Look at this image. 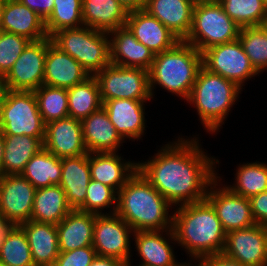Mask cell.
Segmentation results:
<instances>
[{"instance_id": "42", "label": "cell", "mask_w": 267, "mask_h": 266, "mask_svg": "<svg viewBox=\"0 0 267 266\" xmlns=\"http://www.w3.org/2000/svg\"><path fill=\"white\" fill-rule=\"evenodd\" d=\"M97 253L93 246L60 252L54 266H89Z\"/></svg>"}, {"instance_id": "16", "label": "cell", "mask_w": 267, "mask_h": 266, "mask_svg": "<svg viewBox=\"0 0 267 266\" xmlns=\"http://www.w3.org/2000/svg\"><path fill=\"white\" fill-rule=\"evenodd\" d=\"M44 148L58 158L88 154L79 119L67 117L46 124Z\"/></svg>"}, {"instance_id": "17", "label": "cell", "mask_w": 267, "mask_h": 266, "mask_svg": "<svg viewBox=\"0 0 267 266\" xmlns=\"http://www.w3.org/2000/svg\"><path fill=\"white\" fill-rule=\"evenodd\" d=\"M125 26L154 55L174 47L181 41L157 18L143 9L129 11Z\"/></svg>"}, {"instance_id": "39", "label": "cell", "mask_w": 267, "mask_h": 266, "mask_svg": "<svg viewBox=\"0 0 267 266\" xmlns=\"http://www.w3.org/2000/svg\"><path fill=\"white\" fill-rule=\"evenodd\" d=\"M0 262L9 266H35L26 234L19 225L0 248Z\"/></svg>"}, {"instance_id": "35", "label": "cell", "mask_w": 267, "mask_h": 266, "mask_svg": "<svg viewBox=\"0 0 267 266\" xmlns=\"http://www.w3.org/2000/svg\"><path fill=\"white\" fill-rule=\"evenodd\" d=\"M34 93L45 124L69 117L67 89L42 85Z\"/></svg>"}, {"instance_id": "13", "label": "cell", "mask_w": 267, "mask_h": 266, "mask_svg": "<svg viewBox=\"0 0 267 266\" xmlns=\"http://www.w3.org/2000/svg\"><path fill=\"white\" fill-rule=\"evenodd\" d=\"M217 181L218 177L209 185L205 199L215 209L224 231L228 233L255 225L250 200L234 194L226 186L218 189Z\"/></svg>"}, {"instance_id": "48", "label": "cell", "mask_w": 267, "mask_h": 266, "mask_svg": "<svg viewBox=\"0 0 267 266\" xmlns=\"http://www.w3.org/2000/svg\"><path fill=\"white\" fill-rule=\"evenodd\" d=\"M128 11L141 10L144 8L146 0H117Z\"/></svg>"}, {"instance_id": "2", "label": "cell", "mask_w": 267, "mask_h": 266, "mask_svg": "<svg viewBox=\"0 0 267 266\" xmlns=\"http://www.w3.org/2000/svg\"><path fill=\"white\" fill-rule=\"evenodd\" d=\"M177 208L172 214V230L177 244L195 260L223 252L226 232L215 209L206 199Z\"/></svg>"}, {"instance_id": "8", "label": "cell", "mask_w": 267, "mask_h": 266, "mask_svg": "<svg viewBox=\"0 0 267 266\" xmlns=\"http://www.w3.org/2000/svg\"><path fill=\"white\" fill-rule=\"evenodd\" d=\"M45 128L34 91L10 90L0 108V132L45 138Z\"/></svg>"}, {"instance_id": "22", "label": "cell", "mask_w": 267, "mask_h": 266, "mask_svg": "<svg viewBox=\"0 0 267 266\" xmlns=\"http://www.w3.org/2000/svg\"><path fill=\"white\" fill-rule=\"evenodd\" d=\"M121 160L123 159L116 152L89 153L91 179L118 193L138 170V163Z\"/></svg>"}, {"instance_id": "23", "label": "cell", "mask_w": 267, "mask_h": 266, "mask_svg": "<svg viewBox=\"0 0 267 266\" xmlns=\"http://www.w3.org/2000/svg\"><path fill=\"white\" fill-rule=\"evenodd\" d=\"M193 9L189 0H146L143 8L180 40H185L191 30Z\"/></svg>"}, {"instance_id": "44", "label": "cell", "mask_w": 267, "mask_h": 266, "mask_svg": "<svg viewBox=\"0 0 267 266\" xmlns=\"http://www.w3.org/2000/svg\"><path fill=\"white\" fill-rule=\"evenodd\" d=\"M196 260L199 262L197 266H245L236 259L228 257L222 252L218 254L202 256Z\"/></svg>"}, {"instance_id": "21", "label": "cell", "mask_w": 267, "mask_h": 266, "mask_svg": "<svg viewBox=\"0 0 267 266\" xmlns=\"http://www.w3.org/2000/svg\"><path fill=\"white\" fill-rule=\"evenodd\" d=\"M147 100L111 99L103 102L110 121L123 139H141L145 130Z\"/></svg>"}, {"instance_id": "43", "label": "cell", "mask_w": 267, "mask_h": 266, "mask_svg": "<svg viewBox=\"0 0 267 266\" xmlns=\"http://www.w3.org/2000/svg\"><path fill=\"white\" fill-rule=\"evenodd\" d=\"M249 200L256 224L267 227V191L258 193Z\"/></svg>"}, {"instance_id": "28", "label": "cell", "mask_w": 267, "mask_h": 266, "mask_svg": "<svg viewBox=\"0 0 267 266\" xmlns=\"http://www.w3.org/2000/svg\"><path fill=\"white\" fill-rule=\"evenodd\" d=\"M90 180L89 153L77 157L62 158L59 185L64 190L66 200L72 209H78L85 202Z\"/></svg>"}, {"instance_id": "53", "label": "cell", "mask_w": 267, "mask_h": 266, "mask_svg": "<svg viewBox=\"0 0 267 266\" xmlns=\"http://www.w3.org/2000/svg\"><path fill=\"white\" fill-rule=\"evenodd\" d=\"M267 36V19L259 25Z\"/></svg>"}, {"instance_id": "19", "label": "cell", "mask_w": 267, "mask_h": 266, "mask_svg": "<svg viewBox=\"0 0 267 266\" xmlns=\"http://www.w3.org/2000/svg\"><path fill=\"white\" fill-rule=\"evenodd\" d=\"M110 38L111 64L149 70L155 55L140 43L126 26L108 33Z\"/></svg>"}, {"instance_id": "36", "label": "cell", "mask_w": 267, "mask_h": 266, "mask_svg": "<svg viewBox=\"0 0 267 266\" xmlns=\"http://www.w3.org/2000/svg\"><path fill=\"white\" fill-rule=\"evenodd\" d=\"M228 16L241 28L259 26L267 19L262 0H218Z\"/></svg>"}, {"instance_id": "29", "label": "cell", "mask_w": 267, "mask_h": 266, "mask_svg": "<svg viewBox=\"0 0 267 266\" xmlns=\"http://www.w3.org/2000/svg\"><path fill=\"white\" fill-rule=\"evenodd\" d=\"M128 10L117 0H82L84 26L111 32L126 25Z\"/></svg>"}, {"instance_id": "24", "label": "cell", "mask_w": 267, "mask_h": 266, "mask_svg": "<svg viewBox=\"0 0 267 266\" xmlns=\"http://www.w3.org/2000/svg\"><path fill=\"white\" fill-rule=\"evenodd\" d=\"M1 31L24 36L31 41L49 37L45 20L19 0H5Z\"/></svg>"}, {"instance_id": "50", "label": "cell", "mask_w": 267, "mask_h": 266, "mask_svg": "<svg viewBox=\"0 0 267 266\" xmlns=\"http://www.w3.org/2000/svg\"><path fill=\"white\" fill-rule=\"evenodd\" d=\"M3 156H4V135L0 132V178L4 176Z\"/></svg>"}, {"instance_id": "41", "label": "cell", "mask_w": 267, "mask_h": 266, "mask_svg": "<svg viewBox=\"0 0 267 266\" xmlns=\"http://www.w3.org/2000/svg\"><path fill=\"white\" fill-rule=\"evenodd\" d=\"M31 42L28 38L0 31V73L6 75Z\"/></svg>"}, {"instance_id": "27", "label": "cell", "mask_w": 267, "mask_h": 266, "mask_svg": "<svg viewBox=\"0 0 267 266\" xmlns=\"http://www.w3.org/2000/svg\"><path fill=\"white\" fill-rule=\"evenodd\" d=\"M97 214L72 209L56 225L60 252L93 246L94 222Z\"/></svg>"}, {"instance_id": "14", "label": "cell", "mask_w": 267, "mask_h": 266, "mask_svg": "<svg viewBox=\"0 0 267 266\" xmlns=\"http://www.w3.org/2000/svg\"><path fill=\"white\" fill-rule=\"evenodd\" d=\"M245 266H267V227H251L226 233L223 252Z\"/></svg>"}, {"instance_id": "3", "label": "cell", "mask_w": 267, "mask_h": 266, "mask_svg": "<svg viewBox=\"0 0 267 266\" xmlns=\"http://www.w3.org/2000/svg\"><path fill=\"white\" fill-rule=\"evenodd\" d=\"M172 205L137 172L117 193L116 214L133 231H161L172 229L173 216L168 214Z\"/></svg>"}, {"instance_id": "4", "label": "cell", "mask_w": 267, "mask_h": 266, "mask_svg": "<svg viewBox=\"0 0 267 266\" xmlns=\"http://www.w3.org/2000/svg\"><path fill=\"white\" fill-rule=\"evenodd\" d=\"M202 66V54L184 40L156 54L148 70L153 98L156 85L187 100Z\"/></svg>"}, {"instance_id": "18", "label": "cell", "mask_w": 267, "mask_h": 266, "mask_svg": "<svg viewBox=\"0 0 267 266\" xmlns=\"http://www.w3.org/2000/svg\"><path fill=\"white\" fill-rule=\"evenodd\" d=\"M89 77L90 75L73 57L60 50L48 37L43 85L68 89Z\"/></svg>"}, {"instance_id": "52", "label": "cell", "mask_w": 267, "mask_h": 266, "mask_svg": "<svg viewBox=\"0 0 267 266\" xmlns=\"http://www.w3.org/2000/svg\"><path fill=\"white\" fill-rule=\"evenodd\" d=\"M4 1L5 0H0V31H1V25H2V15H3Z\"/></svg>"}, {"instance_id": "31", "label": "cell", "mask_w": 267, "mask_h": 266, "mask_svg": "<svg viewBox=\"0 0 267 266\" xmlns=\"http://www.w3.org/2000/svg\"><path fill=\"white\" fill-rule=\"evenodd\" d=\"M44 138L4 135V175L21 174L27 162L42 148Z\"/></svg>"}, {"instance_id": "54", "label": "cell", "mask_w": 267, "mask_h": 266, "mask_svg": "<svg viewBox=\"0 0 267 266\" xmlns=\"http://www.w3.org/2000/svg\"><path fill=\"white\" fill-rule=\"evenodd\" d=\"M0 266H9V265H6V264H3V263L0 262Z\"/></svg>"}, {"instance_id": "26", "label": "cell", "mask_w": 267, "mask_h": 266, "mask_svg": "<svg viewBox=\"0 0 267 266\" xmlns=\"http://www.w3.org/2000/svg\"><path fill=\"white\" fill-rule=\"evenodd\" d=\"M25 232L35 266H54L60 253L56 225L30 220L19 225Z\"/></svg>"}, {"instance_id": "25", "label": "cell", "mask_w": 267, "mask_h": 266, "mask_svg": "<svg viewBox=\"0 0 267 266\" xmlns=\"http://www.w3.org/2000/svg\"><path fill=\"white\" fill-rule=\"evenodd\" d=\"M163 232H166L170 239L167 240L163 237ZM133 234L138 254L143 260L141 266L189 265L186 262L178 263L175 259L172 246L168 242L169 240L176 241L172 229L166 231H135Z\"/></svg>"}, {"instance_id": "6", "label": "cell", "mask_w": 267, "mask_h": 266, "mask_svg": "<svg viewBox=\"0 0 267 266\" xmlns=\"http://www.w3.org/2000/svg\"><path fill=\"white\" fill-rule=\"evenodd\" d=\"M88 26L63 29L50 38L52 43L73 57L90 76L103 70L110 62V36Z\"/></svg>"}, {"instance_id": "1", "label": "cell", "mask_w": 267, "mask_h": 266, "mask_svg": "<svg viewBox=\"0 0 267 266\" xmlns=\"http://www.w3.org/2000/svg\"><path fill=\"white\" fill-rule=\"evenodd\" d=\"M198 141L196 137L178 138L150 161L138 163V170L171 205L205 200L209 185L217 178L213 165L219 160L209 158Z\"/></svg>"}, {"instance_id": "9", "label": "cell", "mask_w": 267, "mask_h": 266, "mask_svg": "<svg viewBox=\"0 0 267 266\" xmlns=\"http://www.w3.org/2000/svg\"><path fill=\"white\" fill-rule=\"evenodd\" d=\"M94 77L99 85L102 102L111 99L149 100L152 98L147 70L110 63Z\"/></svg>"}, {"instance_id": "11", "label": "cell", "mask_w": 267, "mask_h": 266, "mask_svg": "<svg viewBox=\"0 0 267 266\" xmlns=\"http://www.w3.org/2000/svg\"><path fill=\"white\" fill-rule=\"evenodd\" d=\"M133 229L119 215H96L93 232V248L97 255L114 257L125 265L130 262V238Z\"/></svg>"}, {"instance_id": "45", "label": "cell", "mask_w": 267, "mask_h": 266, "mask_svg": "<svg viewBox=\"0 0 267 266\" xmlns=\"http://www.w3.org/2000/svg\"><path fill=\"white\" fill-rule=\"evenodd\" d=\"M46 20L53 11L54 0H19Z\"/></svg>"}, {"instance_id": "37", "label": "cell", "mask_w": 267, "mask_h": 266, "mask_svg": "<svg viewBox=\"0 0 267 266\" xmlns=\"http://www.w3.org/2000/svg\"><path fill=\"white\" fill-rule=\"evenodd\" d=\"M84 26L82 19V0H54L53 11L45 20L49 37L63 29Z\"/></svg>"}, {"instance_id": "10", "label": "cell", "mask_w": 267, "mask_h": 266, "mask_svg": "<svg viewBox=\"0 0 267 266\" xmlns=\"http://www.w3.org/2000/svg\"><path fill=\"white\" fill-rule=\"evenodd\" d=\"M202 65L209 71L233 81L240 88L259 73L252 66L239 39L213 46L202 53Z\"/></svg>"}, {"instance_id": "40", "label": "cell", "mask_w": 267, "mask_h": 266, "mask_svg": "<svg viewBox=\"0 0 267 266\" xmlns=\"http://www.w3.org/2000/svg\"><path fill=\"white\" fill-rule=\"evenodd\" d=\"M113 204L114 207L110 214L116 212L117 192L113 188L91 179L86 190L85 202L77 210L101 215L104 214L101 212L104 208H110Z\"/></svg>"}, {"instance_id": "47", "label": "cell", "mask_w": 267, "mask_h": 266, "mask_svg": "<svg viewBox=\"0 0 267 266\" xmlns=\"http://www.w3.org/2000/svg\"><path fill=\"white\" fill-rule=\"evenodd\" d=\"M89 266H125V264L114 257L96 255Z\"/></svg>"}, {"instance_id": "38", "label": "cell", "mask_w": 267, "mask_h": 266, "mask_svg": "<svg viewBox=\"0 0 267 266\" xmlns=\"http://www.w3.org/2000/svg\"><path fill=\"white\" fill-rule=\"evenodd\" d=\"M245 54L260 73L267 69V36L260 26L243 27L239 32Z\"/></svg>"}, {"instance_id": "32", "label": "cell", "mask_w": 267, "mask_h": 266, "mask_svg": "<svg viewBox=\"0 0 267 266\" xmlns=\"http://www.w3.org/2000/svg\"><path fill=\"white\" fill-rule=\"evenodd\" d=\"M62 159L42 148L25 165L21 175L36 189L59 185L61 181Z\"/></svg>"}, {"instance_id": "7", "label": "cell", "mask_w": 267, "mask_h": 266, "mask_svg": "<svg viewBox=\"0 0 267 266\" xmlns=\"http://www.w3.org/2000/svg\"><path fill=\"white\" fill-rule=\"evenodd\" d=\"M240 29L218 1L200 3L194 5L191 30L184 41L202 54L213 46L237 40Z\"/></svg>"}, {"instance_id": "51", "label": "cell", "mask_w": 267, "mask_h": 266, "mask_svg": "<svg viewBox=\"0 0 267 266\" xmlns=\"http://www.w3.org/2000/svg\"><path fill=\"white\" fill-rule=\"evenodd\" d=\"M190 2H192L194 5L196 4H200V3H213L216 2L218 0H189Z\"/></svg>"}, {"instance_id": "12", "label": "cell", "mask_w": 267, "mask_h": 266, "mask_svg": "<svg viewBox=\"0 0 267 266\" xmlns=\"http://www.w3.org/2000/svg\"><path fill=\"white\" fill-rule=\"evenodd\" d=\"M48 37L31 41L5 75L12 91H35L43 85Z\"/></svg>"}, {"instance_id": "49", "label": "cell", "mask_w": 267, "mask_h": 266, "mask_svg": "<svg viewBox=\"0 0 267 266\" xmlns=\"http://www.w3.org/2000/svg\"><path fill=\"white\" fill-rule=\"evenodd\" d=\"M10 89L5 75L0 73V108L4 104Z\"/></svg>"}, {"instance_id": "30", "label": "cell", "mask_w": 267, "mask_h": 266, "mask_svg": "<svg viewBox=\"0 0 267 266\" xmlns=\"http://www.w3.org/2000/svg\"><path fill=\"white\" fill-rule=\"evenodd\" d=\"M72 210L60 185L36 189L31 220L59 224Z\"/></svg>"}, {"instance_id": "34", "label": "cell", "mask_w": 267, "mask_h": 266, "mask_svg": "<svg viewBox=\"0 0 267 266\" xmlns=\"http://www.w3.org/2000/svg\"><path fill=\"white\" fill-rule=\"evenodd\" d=\"M236 183L226 186L234 194L250 199L258 193L267 191V164L254 162L239 166Z\"/></svg>"}, {"instance_id": "5", "label": "cell", "mask_w": 267, "mask_h": 266, "mask_svg": "<svg viewBox=\"0 0 267 266\" xmlns=\"http://www.w3.org/2000/svg\"><path fill=\"white\" fill-rule=\"evenodd\" d=\"M241 89L233 81L207 70L202 65L186 101L194 104L203 126L214 133L223 125Z\"/></svg>"}, {"instance_id": "46", "label": "cell", "mask_w": 267, "mask_h": 266, "mask_svg": "<svg viewBox=\"0 0 267 266\" xmlns=\"http://www.w3.org/2000/svg\"><path fill=\"white\" fill-rule=\"evenodd\" d=\"M17 226L14 221L0 215V248Z\"/></svg>"}, {"instance_id": "20", "label": "cell", "mask_w": 267, "mask_h": 266, "mask_svg": "<svg viewBox=\"0 0 267 266\" xmlns=\"http://www.w3.org/2000/svg\"><path fill=\"white\" fill-rule=\"evenodd\" d=\"M88 153L117 152L124 140L110 121L103 106L81 120Z\"/></svg>"}, {"instance_id": "15", "label": "cell", "mask_w": 267, "mask_h": 266, "mask_svg": "<svg viewBox=\"0 0 267 266\" xmlns=\"http://www.w3.org/2000/svg\"><path fill=\"white\" fill-rule=\"evenodd\" d=\"M36 188L21 174L0 178V215L17 225L31 220Z\"/></svg>"}, {"instance_id": "33", "label": "cell", "mask_w": 267, "mask_h": 266, "mask_svg": "<svg viewBox=\"0 0 267 266\" xmlns=\"http://www.w3.org/2000/svg\"><path fill=\"white\" fill-rule=\"evenodd\" d=\"M69 117L82 120L103 105L98 82L90 76L84 82L67 89Z\"/></svg>"}]
</instances>
